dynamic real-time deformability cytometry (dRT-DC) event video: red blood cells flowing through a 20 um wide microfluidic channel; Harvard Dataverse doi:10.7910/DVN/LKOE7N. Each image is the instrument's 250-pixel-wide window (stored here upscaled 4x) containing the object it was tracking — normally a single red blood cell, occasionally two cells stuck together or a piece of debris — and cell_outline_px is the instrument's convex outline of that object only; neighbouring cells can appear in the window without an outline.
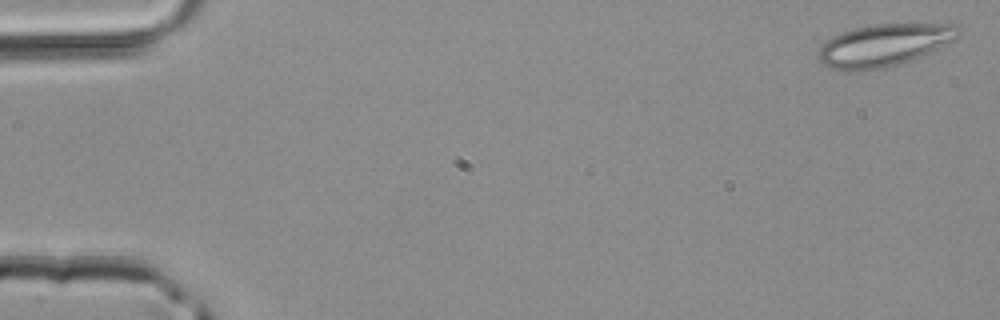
{"species": "common noctule bat (a hibernating species)", "species_latin": "Nyctalus noctula", "temperature_condition": "room temperature", "stored_images_in_passage": 5, "camera_frame_rate_fps": 3000, "um_per_image_px": 0.085, "animal": {"sex": "male", "body_mass_g": 20.4}, "frame": {"image": 1, "passage_image": 1, "time_ms": 0.0, "image_size_px": [1000, 320], "cell_outline_px": [[960, 36], [912, 60], [880, 68], [848, 72], [844, 72], [832, 68], [824, 64], [816, 56], [820, 48], [832, 36], [856, 28], [872, 24], [952, 24], [960, 32]], "centroid_in_image_um": [75.08, 3.85], "position_along_channel_um": 9.9, "area_um2": 33.87}}